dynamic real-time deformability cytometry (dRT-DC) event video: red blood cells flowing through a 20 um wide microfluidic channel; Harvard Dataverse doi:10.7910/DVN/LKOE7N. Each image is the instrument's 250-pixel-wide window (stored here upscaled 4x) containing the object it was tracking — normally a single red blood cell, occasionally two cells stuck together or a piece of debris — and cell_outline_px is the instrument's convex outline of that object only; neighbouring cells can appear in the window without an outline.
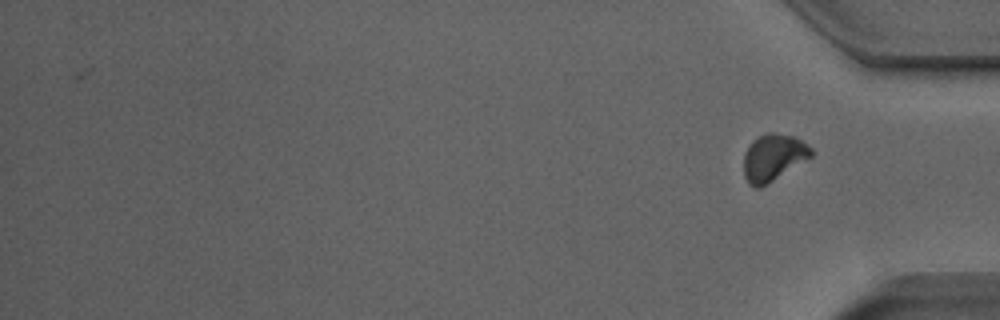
{"species": "Egyptian fruit bat (a non-hibernating species)", "species_latin": "Rousettus aegyptiacus", "temperature_condition": "room temperature", "stored_images_in_passage": 40, "segment_of_instrument_passage": [2, 2], "camera_frame_rate_fps": 3000, "um_per_image_px": 0.085, "animal": {"sex": "male"}, "frame": {"image": 1, "passage_image": 40, "time_ms": 13.0, "image_size_px": [1000, 320], "cell_outline_px": [[812, 156], [760, 188], [756, 188], [748, 184], [744, 176], [744, 152], [752, 140], [768, 132], [776, 132], [792, 136], [800, 140], [812, 148]], "centroid_in_image_um": [65.69, 13.38], "position_along_channel_um": 369.5, "area_um2": 18.26}}